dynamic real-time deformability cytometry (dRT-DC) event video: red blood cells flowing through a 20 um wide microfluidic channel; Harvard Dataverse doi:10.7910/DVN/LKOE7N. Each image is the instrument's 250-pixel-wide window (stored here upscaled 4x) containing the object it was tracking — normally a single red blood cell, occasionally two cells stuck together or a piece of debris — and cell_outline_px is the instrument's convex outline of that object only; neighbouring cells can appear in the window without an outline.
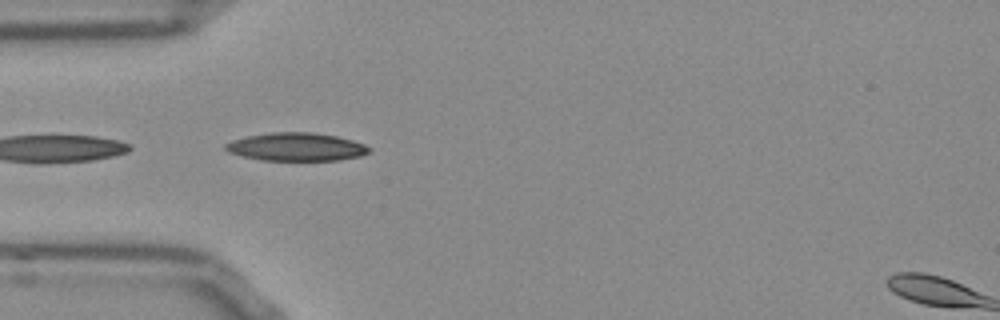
{"species": "Egyptian fruit bat (a non-hibernating species)", "species_latin": "Rousettus aegyptiacus", "temperature_condition": "room temperature", "stored_images_in_passage": 6, "camera_frame_rate_fps": 3000, "um_per_image_px": 0.085, "frame": {"image": 1, "passage_image": 1, "time_ms": 0.0, "image_size_px": [1000, 320], "cell_outline_px": [[372, 152], [360, 156], [340, 160], [260, 160], [228, 152], [224, 148], [224, 144], [232, 140], [248, 136], [272, 132], [312, 132], [336, 136], [352, 140], [364, 144], [372, 148]], "centroid_in_image_um": [25.21, 12.48], "position_along_channel_um": 59.8, "area_um2": 23.58}}